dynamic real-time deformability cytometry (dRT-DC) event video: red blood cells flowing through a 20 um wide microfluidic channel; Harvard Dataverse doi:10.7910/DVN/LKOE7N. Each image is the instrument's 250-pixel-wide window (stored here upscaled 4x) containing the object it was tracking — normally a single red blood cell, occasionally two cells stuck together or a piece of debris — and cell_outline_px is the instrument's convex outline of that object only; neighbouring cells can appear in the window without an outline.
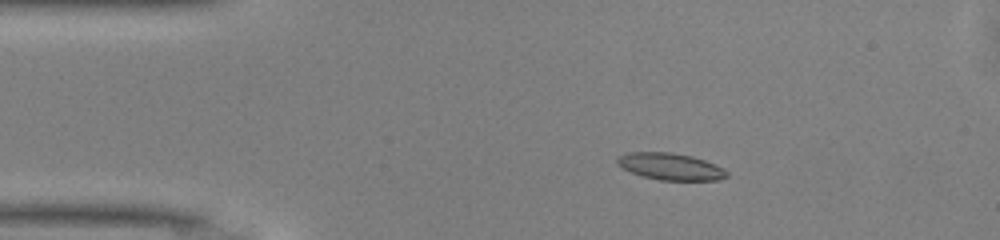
{"species": "common noctule bat (a hibernating species)", "species_latin": "Nyctalus noctula", "temperature_condition": "warm", "stored_images_in_passage": 49, "camera_frame_rate_fps": 3000, "um_per_image_px": 0.085, "animal": {"sex": "male", "body_mass_g": 13.0, "forearm_length_mm": 53.1}, "frame": {"image": 1, "passage_image": 8, "time_ms": 2.333, "image_size_px": [1000, 240], "cell_outline_px": [[728, 176], [720, 180], [660, 180], [644, 176], [632, 172], [616, 164], [616, 160], [620, 156], [628, 152], [672, 152], [692, 156], [704, 160], [724, 168], [728, 172]], "centroid_in_image_um": [57.02, 14.15], "position_along_channel_um": 28.0, "area_um2": 17.05}}
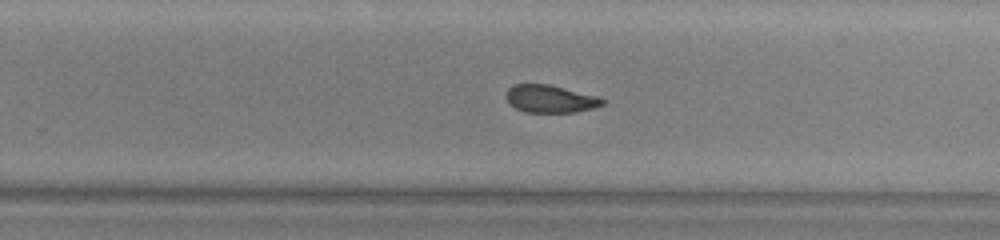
{"frame": {"image": 2, "passage_image": 30, "time_ms": 9.667, "image_size_px": [1000, 240], "cell_outline_px": [[604, 104], [592, 108], [576, 112], [524, 112], [508, 104], [504, 96], [508, 88], [512, 84], [548, 84], [596, 96], [604, 100]], "centroid_in_image_um": [46.69, 8.4], "position_along_channel_um": 283.1, "area_um2": 15.49}}
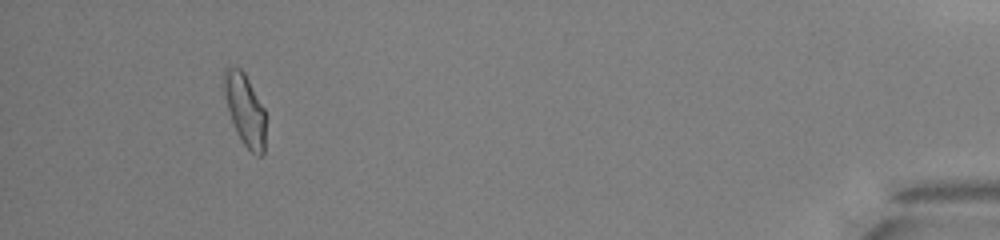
{"frame": {"image": 3, "passage_image": 45, "time_ms": 14.667, "image_size_px": [1000, 240], "cell_outline_px": [[264, 156], [256, 156], [244, 144], [236, 132], [228, 108], [224, 92], [224, 68], [240, 68], [244, 72], [264, 108]], "centroid_in_image_um": [20.83, 9.34], "position_along_channel_um": 414.4, "area_um2": 16.94}, "authors_computed_cell_mechanics": {"area_um2": 16.9932, "velocity_mm_per_s": 4.1496, "shape_relaxation_time_tau1_ms": 3.9666, "shape_relaxation_time_tau2_ms": 2.2709, "deformation_change_tau1": 0.1296, "deformation_change_tau2": 0.0828}}